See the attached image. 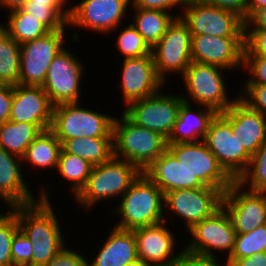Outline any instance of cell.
<instances>
[{"label":"cell","mask_w":266,"mask_h":266,"mask_svg":"<svg viewBox=\"0 0 266 266\" xmlns=\"http://www.w3.org/2000/svg\"><path fill=\"white\" fill-rule=\"evenodd\" d=\"M28 1L29 0H0V8L2 7V10L7 9V12H10L12 10L23 8Z\"/></svg>","instance_id":"cell-50"},{"label":"cell","mask_w":266,"mask_h":266,"mask_svg":"<svg viewBox=\"0 0 266 266\" xmlns=\"http://www.w3.org/2000/svg\"><path fill=\"white\" fill-rule=\"evenodd\" d=\"M191 32L187 24L176 17L161 39L152 47L158 77L166 83L168 74L182 76L191 60Z\"/></svg>","instance_id":"cell-10"},{"label":"cell","mask_w":266,"mask_h":266,"mask_svg":"<svg viewBox=\"0 0 266 266\" xmlns=\"http://www.w3.org/2000/svg\"><path fill=\"white\" fill-rule=\"evenodd\" d=\"M244 70L250 74L245 84H266V56L243 55Z\"/></svg>","instance_id":"cell-41"},{"label":"cell","mask_w":266,"mask_h":266,"mask_svg":"<svg viewBox=\"0 0 266 266\" xmlns=\"http://www.w3.org/2000/svg\"><path fill=\"white\" fill-rule=\"evenodd\" d=\"M42 132L36 124L6 121L0 124V147L22 158L27 147Z\"/></svg>","instance_id":"cell-30"},{"label":"cell","mask_w":266,"mask_h":266,"mask_svg":"<svg viewBox=\"0 0 266 266\" xmlns=\"http://www.w3.org/2000/svg\"><path fill=\"white\" fill-rule=\"evenodd\" d=\"M218 8L236 13L244 21L247 19V0H204Z\"/></svg>","instance_id":"cell-46"},{"label":"cell","mask_w":266,"mask_h":266,"mask_svg":"<svg viewBox=\"0 0 266 266\" xmlns=\"http://www.w3.org/2000/svg\"><path fill=\"white\" fill-rule=\"evenodd\" d=\"M21 163V157L0 147V200L6 208L31 204L40 199L31 193Z\"/></svg>","instance_id":"cell-23"},{"label":"cell","mask_w":266,"mask_h":266,"mask_svg":"<svg viewBox=\"0 0 266 266\" xmlns=\"http://www.w3.org/2000/svg\"><path fill=\"white\" fill-rule=\"evenodd\" d=\"M70 0H29L27 4H49L50 6H68Z\"/></svg>","instance_id":"cell-52"},{"label":"cell","mask_w":266,"mask_h":266,"mask_svg":"<svg viewBox=\"0 0 266 266\" xmlns=\"http://www.w3.org/2000/svg\"><path fill=\"white\" fill-rule=\"evenodd\" d=\"M225 266H266V252L246 258H225Z\"/></svg>","instance_id":"cell-48"},{"label":"cell","mask_w":266,"mask_h":266,"mask_svg":"<svg viewBox=\"0 0 266 266\" xmlns=\"http://www.w3.org/2000/svg\"><path fill=\"white\" fill-rule=\"evenodd\" d=\"M244 37H191V60L227 70L243 69Z\"/></svg>","instance_id":"cell-19"},{"label":"cell","mask_w":266,"mask_h":266,"mask_svg":"<svg viewBox=\"0 0 266 266\" xmlns=\"http://www.w3.org/2000/svg\"><path fill=\"white\" fill-rule=\"evenodd\" d=\"M41 187L39 200L31 204L10 207L16 214L19 228L32 244L31 266L47 264L64 246L60 222L49 189Z\"/></svg>","instance_id":"cell-1"},{"label":"cell","mask_w":266,"mask_h":266,"mask_svg":"<svg viewBox=\"0 0 266 266\" xmlns=\"http://www.w3.org/2000/svg\"><path fill=\"white\" fill-rule=\"evenodd\" d=\"M5 24L0 27L20 45L46 35L50 30L22 8L8 12Z\"/></svg>","instance_id":"cell-31"},{"label":"cell","mask_w":266,"mask_h":266,"mask_svg":"<svg viewBox=\"0 0 266 266\" xmlns=\"http://www.w3.org/2000/svg\"><path fill=\"white\" fill-rule=\"evenodd\" d=\"M164 194L179 189L206 187L166 150L143 172Z\"/></svg>","instance_id":"cell-24"},{"label":"cell","mask_w":266,"mask_h":266,"mask_svg":"<svg viewBox=\"0 0 266 266\" xmlns=\"http://www.w3.org/2000/svg\"><path fill=\"white\" fill-rule=\"evenodd\" d=\"M224 71L226 69L216 65L192 61L181 76L187 90L181 94L183 100L223 113L238 98L237 95L231 99L228 95L230 90L225 83Z\"/></svg>","instance_id":"cell-5"},{"label":"cell","mask_w":266,"mask_h":266,"mask_svg":"<svg viewBox=\"0 0 266 266\" xmlns=\"http://www.w3.org/2000/svg\"><path fill=\"white\" fill-rule=\"evenodd\" d=\"M239 93L238 98L243 103L266 117V84H243Z\"/></svg>","instance_id":"cell-39"},{"label":"cell","mask_w":266,"mask_h":266,"mask_svg":"<svg viewBox=\"0 0 266 266\" xmlns=\"http://www.w3.org/2000/svg\"><path fill=\"white\" fill-rule=\"evenodd\" d=\"M98 254L88 266H126L138 258L137 243L133 230L113 226Z\"/></svg>","instance_id":"cell-25"},{"label":"cell","mask_w":266,"mask_h":266,"mask_svg":"<svg viewBox=\"0 0 266 266\" xmlns=\"http://www.w3.org/2000/svg\"><path fill=\"white\" fill-rule=\"evenodd\" d=\"M2 212L0 210V266H12L11 243L20 228L11 208Z\"/></svg>","instance_id":"cell-38"},{"label":"cell","mask_w":266,"mask_h":266,"mask_svg":"<svg viewBox=\"0 0 266 266\" xmlns=\"http://www.w3.org/2000/svg\"><path fill=\"white\" fill-rule=\"evenodd\" d=\"M120 114L113 121V156L130 162L143 173L167 150V139Z\"/></svg>","instance_id":"cell-3"},{"label":"cell","mask_w":266,"mask_h":266,"mask_svg":"<svg viewBox=\"0 0 266 266\" xmlns=\"http://www.w3.org/2000/svg\"><path fill=\"white\" fill-rule=\"evenodd\" d=\"M93 166L83 158L76 155L65 153L62 149L59 154V160L56 171L62 179L68 180L69 192L75 197L80 190L85 186L88 177L90 176Z\"/></svg>","instance_id":"cell-32"},{"label":"cell","mask_w":266,"mask_h":266,"mask_svg":"<svg viewBox=\"0 0 266 266\" xmlns=\"http://www.w3.org/2000/svg\"><path fill=\"white\" fill-rule=\"evenodd\" d=\"M266 7V0H247V18L257 9Z\"/></svg>","instance_id":"cell-51"},{"label":"cell","mask_w":266,"mask_h":266,"mask_svg":"<svg viewBox=\"0 0 266 266\" xmlns=\"http://www.w3.org/2000/svg\"><path fill=\"white\" fill-rule=\"evenodd\" d=\"M181 19L191 36L244 37L245 21L236 13L218 8L204 0H187Z\"/></svg>","instance_id":"cell-7"},{"label":"cell","mask_w":266,"mask_h":266,"mask_svg":"<svg viewBox=\"0 0 266 266\" xmlns=\"http://www.w3.org/2000/svg\"><path fill=\"white\" fill-rule=\"evenodd\" d=\"M187 0H131V7L144 9H159L171 13L172 9L185 6Z\"/></svg>","instance_id":"cell-45"},{"label":"cell","mask_w":266,"mask_h":266,"mask_svg":"<svg viewBox=\"0 0 266 266\" xmlns=\"http://www.w3.org/2000/svg\"><path fill=\"white\" fill-rule=\"evenodd\" d=\"M13 101V85L0 84V124L9 121Z\"/></svg>","instance_id":"cell-47"},{"label":"cell","mask_w":266,"mask_h":266,"mask_svg":"<svg viewBox=\"0 0 266 266\" xmlns=\"http://www.w3.org/2000/svg\"><path fill=\"white\" fill-rule=\"evenodd\" d=\"M266 252V225L244 234H237L232 253L228 258H246Z\"/></svg>","instance_id":"cell-37"},{"label":"cell","mask_w":266,"mask_h":266,"mask_svg":"<svg viewBox=\"0 0 266 266\" xmlns=\"http://www.w3.org/2000/svg\"><path fill=\"white\" fill-rule=\"evenodd\" d=\"M118 32L115 47L122 54L123 59L152 55L151 48L132 23Z\"/></svg>","instance_id":"cell-36"},{"label":"cell","mask_w":266,"mask_h":266,"mask_svg":"<svg viewBox=\"0 0 266 266\" xmlns=\"http://www.w3.org/2000/svg\"><path fill=\"white\" fill-rule=\"evenodd\" d=\"M22 9L37 18L50 31L68 27L70 5L66 7L50 6L49 4H26Z\"/></svg>","instance_id":"cell-35"},{"label":"cell","mask_w":266,"mask_h":266,"mask_svg":"<svg viewBox=\"0 0 266 266\" xmlns=\"http://www.w3.org/2000/svg\"><path fill=\"white\" fill-rule=\"evenodd\" d=\"M180 249L179 255L170 266H225L224 260L221 261V264L218 258L191 253L183 249V245Z\"/></svg>","instance_id":"cell-43"},{"label":"cell","mask_w":266,"mask_h":266,"mask_svg":"<svg viewBox=\"0 0 266 266\" xmlns=\"http://www.w3.org/2000/svg\"><path fill=\"white\" fill-rule=\"evenodd\" d=\"M141 173L130 162L112 156L105 163L93 166L85 186L74 200L91 212L99 201L121 198Z\"/></svg>","instance_id":"cell-4"},{"label":"cell","mask_w":266,"mask_h":266,"mask_svg":"<svg viewBox=\"0 0 266 266\" xmlns=\"http://www.w3.org/2000/svg\"><path fill=\"white\" fill-rule=\"evenodd\" d=\"M191 106V103L185 101L181 104L177 121L167 139V144L203 141L209 123L216 113L200 105H195L198 109L195 111Z\"/></svg>","instance_id":"cell-26"},{"label":"cell","mask_w":266,"mask_h":266,"mask_svg":"<svg viewBox=\"0 0 266 266\" xmlns=\"http://www.w3.org/2000/svg\"><path fill=\"white\" fill-rule=\"evenodd\" d=\"M167 223L163 221L133 230L138 258L148 266H170L179 255L176 234L173 235Z\"/></svg>","instance_id":"cell-21"},{"label":"cell","mask_w":266,"mask_h":266,"mask_svg":"<svg viewBox=\"0 0 266 266\" xmlns=\"http://www.w3.org/2000/svg\"><path fill=\"white\" fill-rule=\"evenodd\" d=\"M244 54L266 56V29H245Z\"/></svg>","instance_id":"cell-42"},{"label":"cell","mask_w":266,"mask_h":266,"mask_svg":"<svg viewBox=\"0 0 266 266\" xmlns=\"http://www.w3.org/2000/svg\"><path fill=\"white\" fill-rule=\"evenodd\" d=\"M81 102L61 103L53 108L50 131L62 143L70 138H113V121L109 114L83 108Z\"/></svg>","instance_id":"cell-6"},{"label":"cell","mask_w":266,"mask_h":266,"mask_svg":"<svg viewBox=\"0 0 266 266\" xmlns=\"http://www.w3.org/2000/svg\"><path fill=\"white\" fill-rule=\"evenodd\" d=\"M65 32V29L53 30L21 44L19 84L43 85L52 60L66 46Z\"/></svg>","instance_id":"cell-14"},{"label":"cell","mask_w":266,"mask_h":266,"mask_svg":"<svg viewBox=\"0 0 266 266\" xmlns=\"http://www.w3.org/2000/svg\"><path fill=\"white\" fill-rule=\"evenodd\" d=\"M119 201L111 212L120 219L112 226L135 230L165 221L164 193L144 173L138 176Z\"/></svg>","instance_id":"cell-2"},{"label":"cell","mask_w":266,"mask_h":266,"mask_svg":"<svg viewBox=\"0 0 266 266\" xmlns=\"http://www.w3.org/2000/svg\"><path fill=\"white\" fill-rule=\"evenodd\" d=\"M167 150L205 186L224 193L234 182L203 141L167 144Z\"/></svg>","instance_id":"cell-15"},{"label":"cell","mask_w":266,"mask_h":266,"mask_svg":"<svg viewBox=\"0 0 266 266\" xmlns=\"http://www.w3.org/2000/svg\"><path fill=\"white\" fill-rule=\"evenodd\" d=\"M121 88L124 105L158 93L165 83L158 77L152 55L122 60Z\"/></svg>","instance_id":"cell-18"},{"label":"cell","mask_w":266,"mask_h":266,"mask_svg":"<svg viewBox=\"0 0 266 266\" xmlns=\"http://www.w3.org/2000/svg\"><path fill=\"white\" fill-rule=\"evenodd\" d=\"M126 266H148L145 262H143L140 258L129 262Z\"/></svg>","instance_id":"cell-53"},{"label":"cell","mask_w":266,"mask_h":266,"mask_svg":"<svg viewBox=\"0 0 266 266\" xmlns=\"http://www.w3.org/2000/svg\"><path fill=\"white\" fill-rule=\"evenodd\" d=\"M130 7L131 0H81L70 7L68 26L107 36L122 27Z\"/></svg>","instance_id":"cell-16"},{"label":"cell","mask_w":266,"mask_h":266,"mask_svg":"<svg viewBox=\"0 0 266 266\" xmlns=\"http://www.w3.org/2000/svg\"><path fill=\"white\" fill-rule=\"evenodd\" d=\"M203 142L234 181L248 168L251 155L233 134L231 124L220 113L211 119Z\"/></svg>","instance_id":"cell-12"},{"label":"cell","mask_w":266,"mask_h":266,"mask_svg":"<svg viewBox=\"0 0 266 266\" xmlns=\"http://www.w3.org/2000/svg\"><path fill=\"white\" fill-rule=\"evenodd\" d=\"M237 182L250 191H266V141L251 156L248 168Z\"/></svg>","instance_id":"cell-34"},{"label":"cell","mask_w":266,"mask_h":266,"mask_svg":"<svg viewBox=\"0 0 266 266\" xmlns=\"http://www.w3.org/2000/svg\"><path fill=\"white\" fill-rule=\"evenodd\" d=\"M245 29H266V7L255 10L245 20Z\"/></svg>","instance_id":"cell-49"},{"label":"cell","mask_w":266,"mask_h":266,"mask_svg":"<svg viewBox=\"0 0 266 266\" xmlns=\"http://www.w3.org/2000/svg\"><path fill=\"white\" fill-rule=\"evenodd\" d=\"M220 114L231 124L233 134L251 156L266 141V117L239 98Z\"/></svg>","instance_id":"cell-22"},{"label":"cell","mask_w":266,"mask_h":266,"mask_svg":"<svg viewBox=\"0 0 266 266\" xmlns=\"http://www.w3.org/2000/svg\"><path fill=\"white\" fill-rule=\"evenodd\" d=\"M12 266H31L32 244L19 230L11 243Z\"/></svg>","instance_id":"cell-40"},{"label":"cell","mask_w":266,"mask_h":266,"mask_svg":"<svg viewBox=\"0 0 266 266\" xmlns=\"http://www.w3.org/2000/svg\"><path fill=\"white\" fill-rule=\"evenodd\" d=\"M188 232L190 242L184 245V249L195 254L218 258L217 252L226 251L223 258H228L235 245L237 233L232 221L223 207L216 211L211 217L195 224Z\"/></svg>","instance_id":"cell-11"},{"label":"cell","mask_w":266,"mask_h":266,"mask_svg":"<svg viewBox=\"0 0 266 266\" xmlns=\"http://www.w3.org/2000/svg\"><path fill=\"white\" fill-rule=\"evenodd\" d=\"M132 25L144 41L152 47L161 39L167 28L180 14L170 13L159 9L134 8Z\"/></svg>","instance_id":"cell-27"},{"label":"cell","mask_w":266,"mask_h":266,"mask_svg":"<svg viewBox=\"0 0 266 266\" xmlns=\"http://www.w3.org/2000/svg\"><path fill=\"white\" fill-rule=\"evenodd\" d=\"M61 149L96 166L113 156V138H70L61 143Z\"/></svg>","instance_id":"cell-29"},{"label":"cell","mask_w":266,"mask_h":266,"mask_svg":"<svg viewBox=\"0 0 266 266\" xmlns=\"http://www.w3.org/2000/svg\"><path fill=\"white\" fill-rule=\"evenodd\" d=\"M88 258L73 248L63 247L47 264L43 266H88Z\"/></svg>","instance_id":"cell-44"},{"label":"cell","mask_w":266,"mask_h":266,"mask_svg":"<svg viewBox=\"0 0 266 266\" xmlns=\"http://www.w3.org/2000/svg\"><path fill=\"white\" fill-rule=\"evenodd\" d=\"M61 152V143L50 131H43L27 147L22 157L23 163L30 164V168L36 169H54L57 168L59 154Z\"/></svg>","instance_id":"cell-28"},{"label":"cell","mask_w":266,"mask_h":266,"mask_svg":"<svg viewBox=\"0 0 266 266\" xmlns=\"http://www.w3.org/2000/svg\"><path fill=\"white\" fill-rule=\"evenodd\" d=\"M183 102L181 94H167L162 89L152 96L129 103L122 113L135 125L156 131L168 139Z\"/></svg>","instance_id":"cell-8"},{"label":"cell","mask_w":266,"mask_h":266,"mask_svg":"<svg viewBox=\"0 0 266 266\" xmlns=\"http://www.w3.org/2000/svg\"><path fill=\"white\" fill-rule=\"evenodd\" d=\"M21 45L0 27V84H19Z\"/></svg>","instance_id":"cell-33"},{"label":"cell","mask_w":266,"mask_h":266,"mask_svg":"<svg viewBox=\"0 0 266 266\" xmlns=\"http://www.w3.org/2000/svg\"><path fill=\"white\" fill-rule=\"evenodd\" d=\"M53 108L42 86H13L10 121L36 124L42 131H47L51 127Z\"/></svg>","instance_id":"cell-20"},{"label":"cell","mask_w":266,"mask_h":266,"mask_svg":"<svg viewBox=\"0 0 266 266\" xmlns=\"http://www.w3.org/2000/svg\"><path fill=\"white\" fill-rule=\"evenodd\" d=\"M222 196L223 193L219 189L209 186L169 191L164 194L165 221L170 214L171 217L178 216L188 231L222 207Z\"/></svg>","instance_id":"cell-9"},{"label":"cell","mask_w":266,"mask_h":266,"mask_svg":"<svg viewBox=\"0 0 266 266\" xmlns=\"http://www.w3.org/2000/svg\"><path fill=\"white\" fill-rule=\"evenodd\" d=\"M222 207L231 218L237 234L266 225V193L250 191L234 181L223 193Z\"/></svg>","instance_id":"cell-17"},{"label":"cell","mask_w":266,"mask_h":266,"mask_svg":"<svg viewBox=\"0 0 266 266\" xmlns=\"http://www.w3.org/2000/svg\"><path fill=\"white\" fill-rule=\"evenodd\" d=\"M85 66L66 46L52 60L42 88L55 106L61 103L80 102L82 77Z\"/></svg>","instance_id":"cell-13"}]
</instances>
